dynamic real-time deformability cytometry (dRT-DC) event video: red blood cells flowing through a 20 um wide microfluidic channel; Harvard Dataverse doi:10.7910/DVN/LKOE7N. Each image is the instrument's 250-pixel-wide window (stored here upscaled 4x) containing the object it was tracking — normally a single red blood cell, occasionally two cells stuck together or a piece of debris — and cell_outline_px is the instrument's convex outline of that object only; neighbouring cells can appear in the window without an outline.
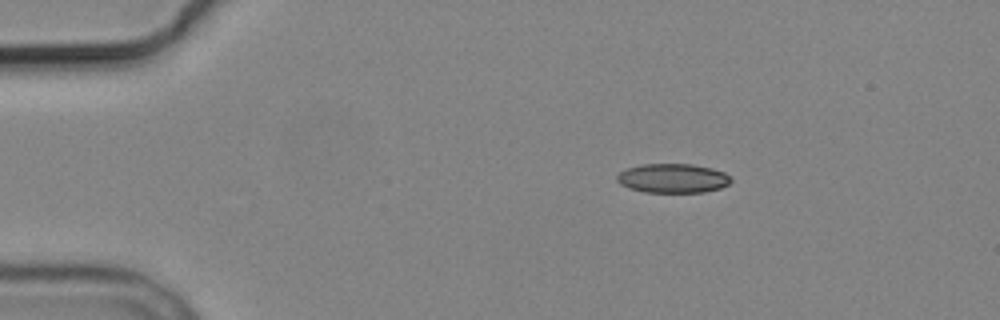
{"species": "common noctule bat (a hibernating species)", "species_latin": "Nyctalus noctula", "temperature_condition": "cold", "stored_images_in_passage": 4, "camera_frame_rate_fps": 3000, "um_per_image_px": 0.085, "animal": {"sex": "male", "body_mass_g": 19.2, "forearm_length_mm": 51.8}, "frame": {"image": 1, "passage_image": 1, "time_ms": 0.0, "image_size_px": [1000, 320], "cell_outline_px": [[732, 180], [728, 184], [720, 188], [704, 192], [644, 192], [628, 188], [620, 184], [616, 180], [616, 176], [620, 172], [628, 168], [644, 164], [692, 164], [712, 168], [724, 172]], "centroid_in_image_um": [57.17, 15.15], "position_along_channel_um": 27.8, "area_um2": 19.36}}
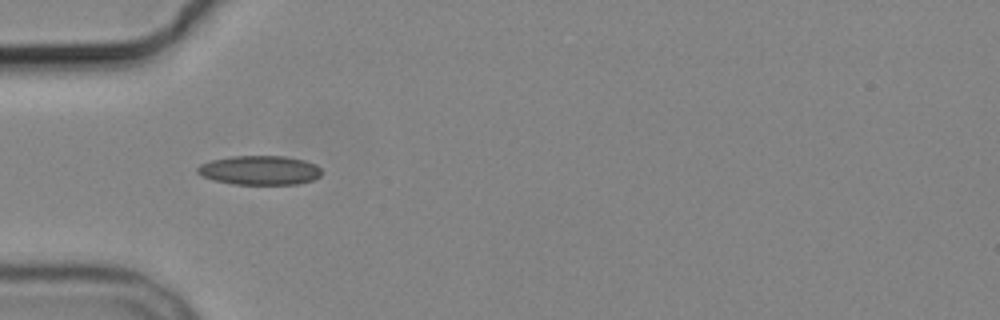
{"frame": {"image": 2, "passage_image": 3, "time_ms": 2.667, "image_size_px": [1000, 320], "cell_outline_px": [[320, 176], [312, 180], [296, 184], [232, 184], [212, 180], [200, 176], [196, 172], [196, 168], [200, 164], [212, 160], [232, 156], [284, 156], [304, 160], [316, 164], [320, 168]], "centroid_in_image_um": [22.03, 14.47], "position_along_channel_um": 63.0, "area_um2": 21.21}}
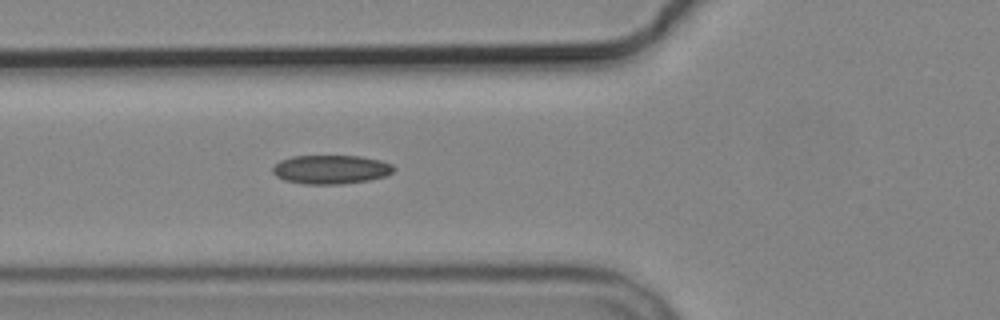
{"frame": {"image": 3, "passage_image": 4, "time_ms": 3.667, "image_size_px": [1000, 320], "cell_outline_px": [[396, 168], [392, 172], [384, 176], [368, 180], [340, 184], [304, 184], [284, 180], [276, 176], [272, 172], [272, 168], [280, 160], [292, 156], [360, 156], [380, 160], [392, 164]], "centroid_in_image_um": [28.11, 14.4], "position_along_channel_um": 97.7, "area_um2": 20.35}}